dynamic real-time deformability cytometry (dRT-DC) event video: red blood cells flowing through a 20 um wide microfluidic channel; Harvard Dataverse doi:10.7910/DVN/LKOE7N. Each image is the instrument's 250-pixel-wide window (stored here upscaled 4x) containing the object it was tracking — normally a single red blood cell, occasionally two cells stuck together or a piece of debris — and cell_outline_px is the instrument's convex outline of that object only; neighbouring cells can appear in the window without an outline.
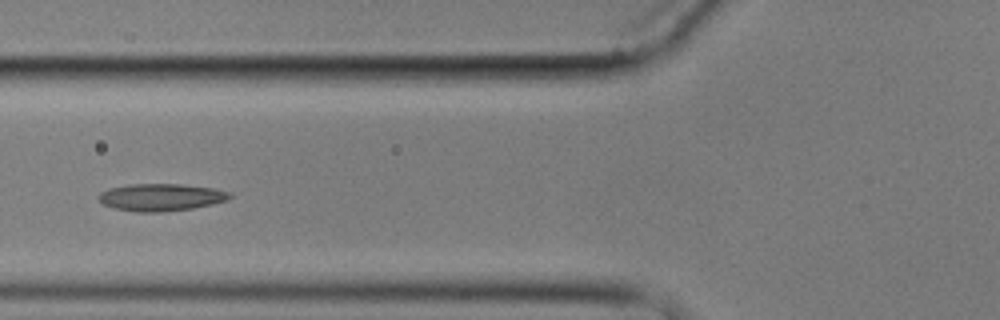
{"species": "common noctule bat (a hibernating species)", "species_latin": "Nyctalus noctula", "temperature_condition": "cold", "stored_images_in_passage": 7, "camera_frame_rate_fps": 3000, "um_per_image_px": 0.085, "animal": {"sex": "male", "body_mass_g": 17.9}, "frame": {"image": 1, "passage_image": 6, "time_ms": 6.0, "image_size_px": [1000, 320], "cell_outline_px": [[232, 196], [224, 200], [212, 204], [192, 208], [164, 212], [136, 212], [112, 208], [104, 204], [96, 196], [100, 192], [108, 188], [128, 184], [180, 184], [216, 188], [232, 192]], "centroid_in_image_um": [13.66, 16.76], "position_along_channel_um": 112.1, "area_um2": 21.04}}
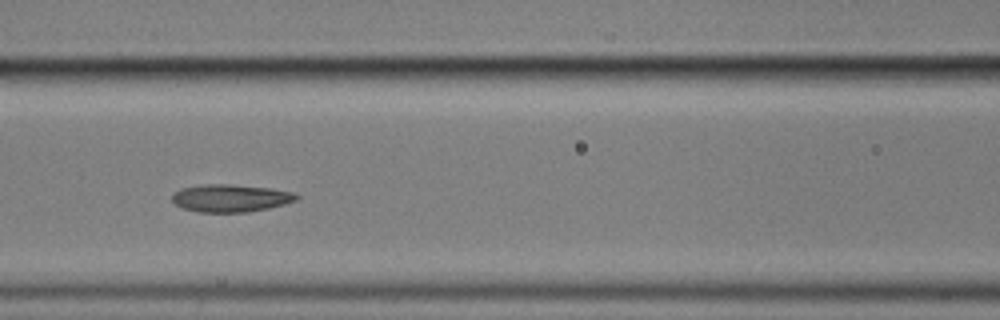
{"frame": {"image": 2, "passage_image": 7, "time_ms": 7.0, "image_size_px": [1000, 320], "cell_outline_px": [[300, 196], [296, 200], [284, 204], [268, 208], [248, 212], [200, 212], [184, 208], [176, 204], [172, 200], [172, 196], [180, 188], [200, 184], [232, 184], [272, 188], [292, 192]], "centroid_in_image_um": [19.61, 16.83], "position_along_channel_um": 147.0, "area_um2": 20.0}}